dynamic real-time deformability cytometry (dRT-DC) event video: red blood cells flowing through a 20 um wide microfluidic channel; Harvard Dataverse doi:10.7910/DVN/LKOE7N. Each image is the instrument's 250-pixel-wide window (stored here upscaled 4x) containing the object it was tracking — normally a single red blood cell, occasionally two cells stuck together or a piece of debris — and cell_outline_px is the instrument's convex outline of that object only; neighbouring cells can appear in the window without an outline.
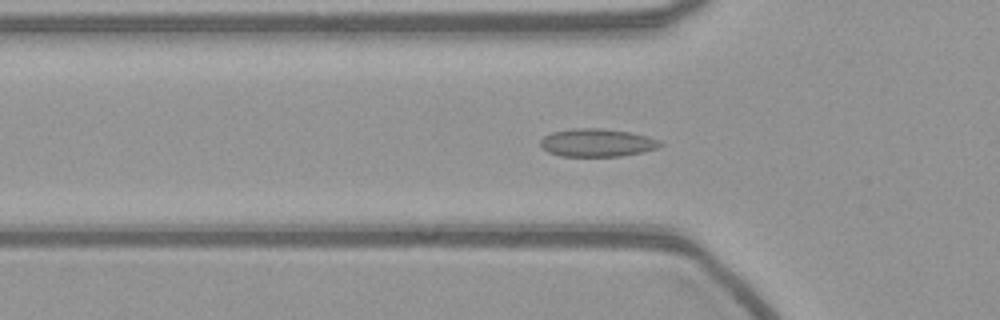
{"species": "common noctule bat (a hibernating species)", "species_latin": "Nyctalus noctula", "temperature_condition": "warm", "stored_images_in_passage": 55, "camera_frame_rate_fps": 3000, "um_per_image_px": 0.085, "animal": {"sex": "female", "body_mass_g": 21.9}, "frame": {"image": 1, "passage_image": 17, "time_ms": 5.333, "image_size_px": [1000, 320], "cell_outline_px": [[664, 144], [656, 148], [640, 152], [620, 156], [560, 156], [548, 152], [540, 144], [540, 140], [544, 136], [552, 132], [572, 128], [600, 128], [628, 132], [648, 136], [660, 140]], "centroid_in_image_um": [50.74, 12.12], "position_along_channel_um": 75.1, "area_um2": 19.42}}
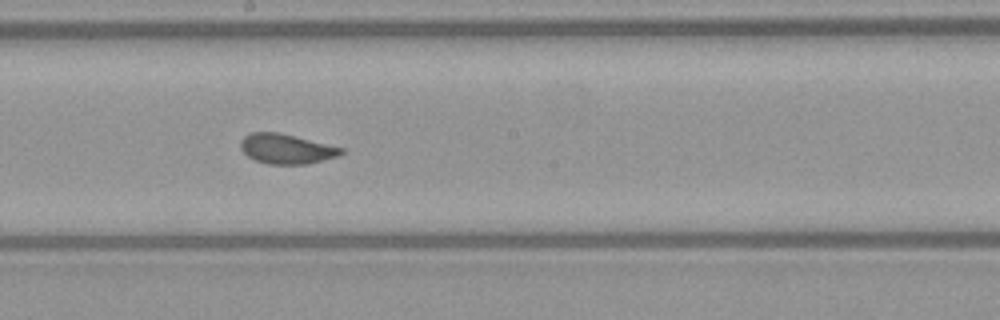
{"frame": {"image": 2, "passage_image": 29, "time_ms": 9.333, "image_size_px": [1000, 320], "cell_outline_px": [[344, 152], [340, 156], [308, 164], [268, 164], [256, 160], [248, 156], [240, 148], [240, 140], [244, 136], [252, 132], [280, 132], [344, 148]], "centroid_in_image_um": [24.36, 12.65], "position_along_channel_um": 223.8, "area_um2": 17.63}}
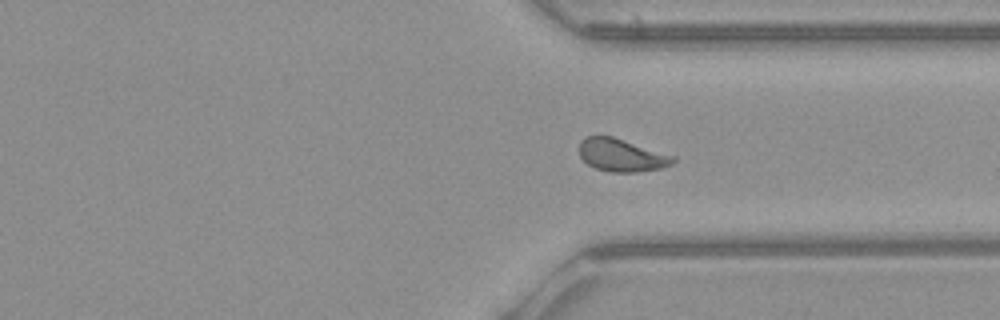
{"frame": {"image": 3, "passage_image": 40, "time_ms": 13.0, "image_size_px": [1000, 320], "cell_outline_px": [[676, 160], [672, 164], [664, 168], [636, 172], [612, 172], [596, 168], [588, 164], [580, 156], [580, 140], [584, 136], [612, 136], [676, 156]], "centroid_in_image_um": [52.86, 13.19], "position_along_channel_um": 358.5, "area_um2": 17.98}}